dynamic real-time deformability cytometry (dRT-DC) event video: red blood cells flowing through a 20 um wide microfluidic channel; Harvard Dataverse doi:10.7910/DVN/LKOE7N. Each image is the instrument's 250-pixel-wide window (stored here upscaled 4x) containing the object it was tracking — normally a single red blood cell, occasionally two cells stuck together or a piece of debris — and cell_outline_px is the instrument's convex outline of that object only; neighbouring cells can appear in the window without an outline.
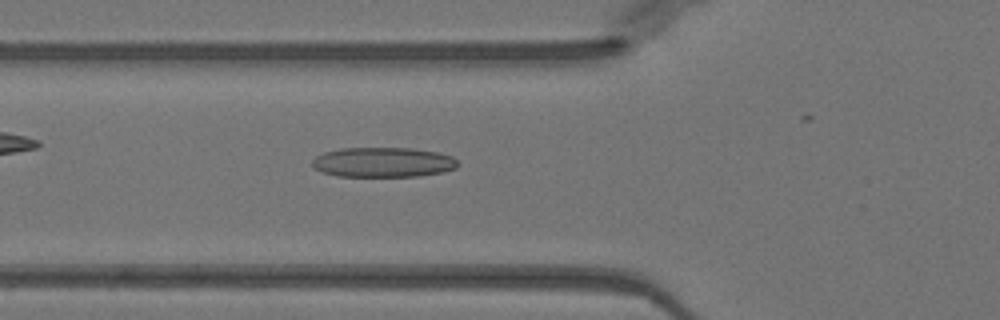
{"species": "Egyptian fruit bat (a non-hibernating species)", "species_latin": "Rousettus aegyptiacus", "temperature_condition": "warm", "stored_images_in_passage": 35, "camera_frame_rate_fps": 3000, "um_per_image_px": 0.085, "animal": {"sex": "female"}, "frame": {"image": 1, "passage_image": 13, "time_ms": 4.0, "image_size_px": [1000, 320], "cell_outline_px": [[460, 164], [456, 168], [444, 172], [416, 176], [336, 176], [312, 168], [312, 160], [316, 156], [324, 152], [340, 148], [412, 148], [440, 152], [452, 156]], "centroid_in_image_um": [32.58, 13.78], "position_along_channel_um": 93.2, "area_um2": 25.55}}
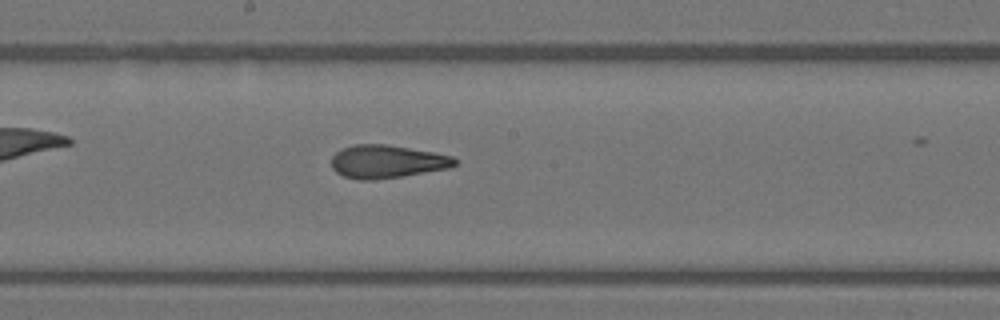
{"frame": {"image": 2, "passage_image": 22, "time_ms": 7.0, "image_size_px": [1000, 320], "cell_outline_px": [[456, 164], [448, 168], [400, 176], [372, 180], [360, 180], [344, 176], [336, 172], [332, 168], [332, 156], [340, 148], [352, 144], [388, 144], [436, 152], [452, 156], [456, 160]], "centroid_in_image_um": [32.86, 13.71], "position_along_channel_um": 215.3, "area_um2": 23.81}}
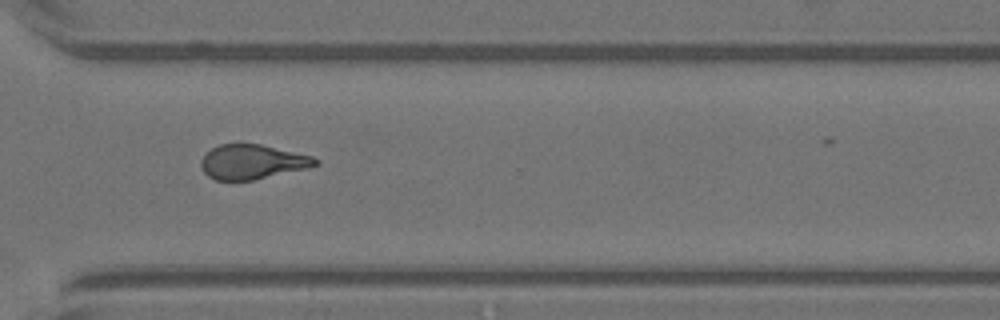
{"frame": {"image": 3, "passage_image": 32, "time_ms": 10.333, "image_size_px": [1000, 320], "cell_outline_px": [[320, 160], [316, 164], [308, 168], [252, 180], [216, 180], [208, 176], [200, 168], [200, 160], [212, 148], [220, 144], [260, 144], [312, 156]], "centroid_in_image_um": [21.42, 13.76], "position_along_channel_um": 349.2, "area_um2": 22.83}}